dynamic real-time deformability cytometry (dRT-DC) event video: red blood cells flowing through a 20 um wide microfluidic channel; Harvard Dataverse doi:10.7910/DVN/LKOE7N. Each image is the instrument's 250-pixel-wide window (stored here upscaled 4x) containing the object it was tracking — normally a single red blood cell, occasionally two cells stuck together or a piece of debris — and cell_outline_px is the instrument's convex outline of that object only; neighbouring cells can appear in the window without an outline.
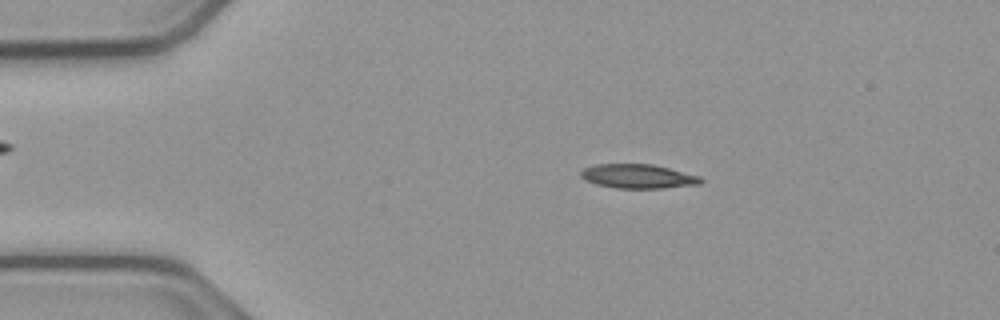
{"species": "common noctule bat (a hibernating species)", "species_latin": "Nyctalus noctula", "temperature_condition": "cold", "stored_images_in_passage": 47, "camera_frame_rate_fps": 3000, "um_per_image_px": 0.085, "animal": {"sex": "male", "body_mass_g": 23.1, "forearm_length_mm": 52.7}, "frame": {"image": 1, "passage_image": 3, "time_ms": 0.667, "image_size_px": [1000, 320], "cell_outline_px": [[704, 180], [700, 184], [664, 188], [616, 188], [596, 184], [584, 180], [580, 176], [580, 172], [584, 168], [596, 164], [652, 164], [700, 176]], "centroid_in_image_um": [54.22, 14.99], "position_along_channel_um": 30.8, "area_um2": 16.88}}
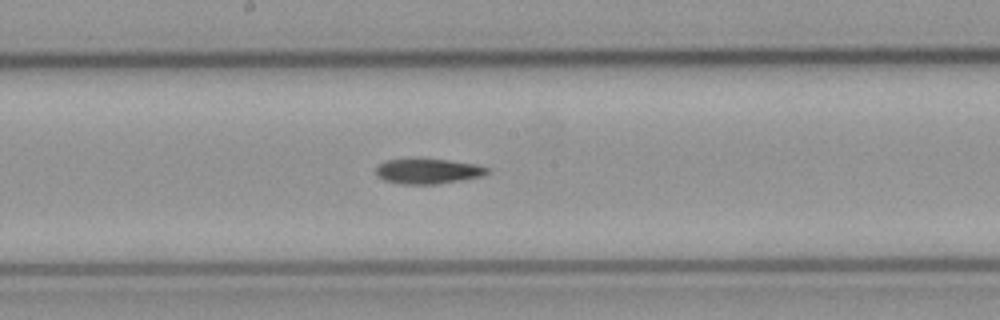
{"frame": {"image": 2, "passage_image": 21, "time_ms": 6.667, "image_size_px": [1000, 320], "cell_outline_px": [[492, 168], [484, 176], [436, 184], [400, 184], [384, 180], [376, 176], [376, 168], [384, 160], [448, 160], [476, 164]], "centroid_in_image_um": [36.41, 14.57], "position_along_channel_um": 211.8, "area_um2": 16.13}}
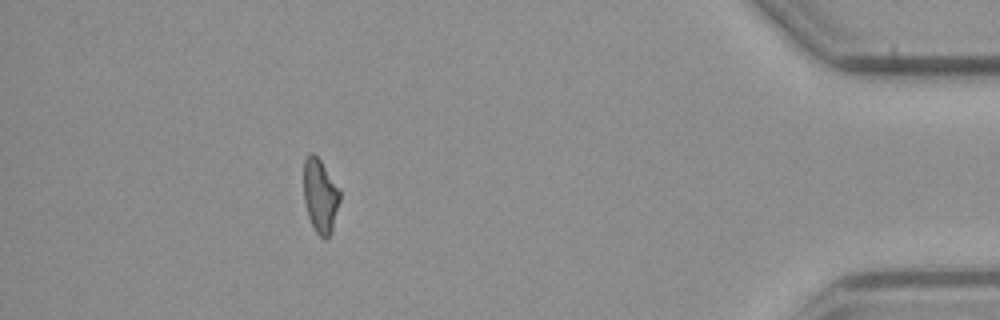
{"frame": {"image": 3, "passage_image": 41, "time_ms": 13.333, "image_size_px": [1000, 320], "cell_outline_px": [[340, 200], [332, 232], [324, 240], [316, 232], [308, 216], [304, 200], [304, 160], [312, 152], [320, 160], [340, 188]], "centroid_in_image_um": [27.24, 16.66], "position_along_channel_um": 408.0, "area_um2": 15.55}}